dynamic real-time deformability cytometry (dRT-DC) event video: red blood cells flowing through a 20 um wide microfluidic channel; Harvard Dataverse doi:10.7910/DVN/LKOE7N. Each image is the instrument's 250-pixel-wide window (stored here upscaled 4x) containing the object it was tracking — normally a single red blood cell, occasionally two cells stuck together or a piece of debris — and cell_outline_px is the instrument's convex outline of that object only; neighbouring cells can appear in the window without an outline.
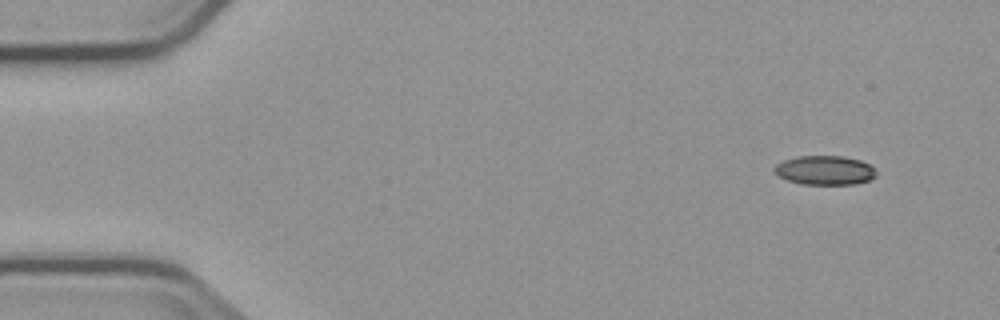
{"species": "common noctule bat (a hibernating species)", "species_latin": "Nyctalus noctula", "temperature_condition": "cold", "stored_images_in_passage": 4, "camera_frame_rate_fps": 3000, "um_per_image_px": 0.085, "animal": {"sex": "male", "body_mass_g": 23.1, "forearm_length_mm": 52.7}, "frame": {"image": 1, "passage_image": 1, "time_ms": 0.0, "image_size_px": [1000, 320], "cell_outline_px": [[876, 176], [868, 180], [856, 184], [804, 184], [788, 180], [780, 176], [772, 168], [776, 164], [784, 160], [796, 156], [844, 156], [860, 160], [872, 164], [876, 168]], "centroid_in_image_um": [70.15, 14.46], "position_along_channel_um": 14.8, "area_um2": 17.4}}
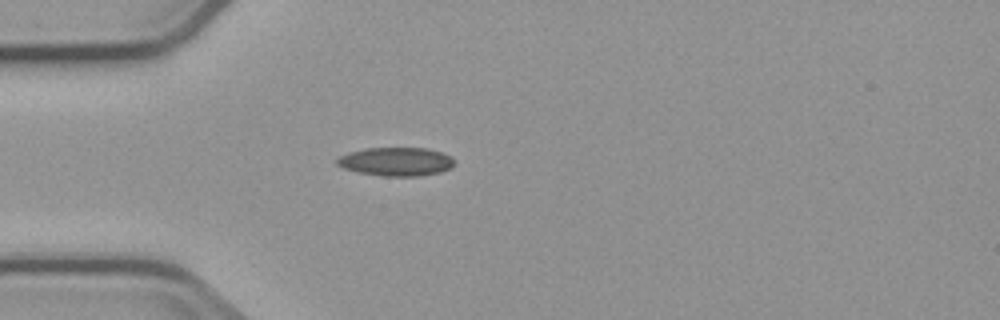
{"frame": {"image": 2, "passage_image": 4, "time_ms": 3.667, "image_size_px": [1000, 320], "cell_outline_px": [[456, 164], [452, 168], [440, 172], [420, 176], [384, 176], [356, 172], [344, 168], [336, 164], [336, 160], [340, 156], [348, 152], [368, 148], [424, 148], [444, 152], [452, 156], [456, 160]], "centroid_in_image_um": [33.73, 13.74], "position_along_channel_um": 51.3, "area_um2": 19.83}}